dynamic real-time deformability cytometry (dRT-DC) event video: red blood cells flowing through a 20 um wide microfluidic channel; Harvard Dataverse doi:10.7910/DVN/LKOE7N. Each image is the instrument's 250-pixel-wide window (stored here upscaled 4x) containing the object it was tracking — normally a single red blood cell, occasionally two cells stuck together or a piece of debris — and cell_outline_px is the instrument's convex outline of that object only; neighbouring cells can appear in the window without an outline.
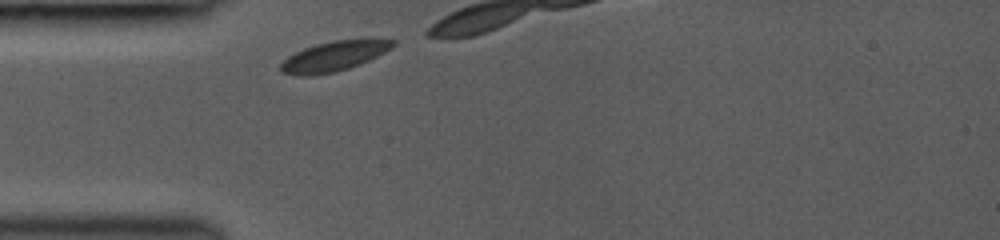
{"species": "common noctule bat (a hibernating species)", "species_latin": "Nyctalus noctula", "temperature_condition": "room temperature", "stored_images_in_passage": 4, "camera_frame_rate_fps": 3000, "um_per_image_px": 0.085, "animal": {"sex": "female", "body_mass_g": 19.0, "forearm_length_mm": 53.3}, "frame": {"image": 1, "passage_image": 1, "time_ms": 0.0, "image_size_px": [1000, 240], "cell_outline_px": [[396, 44], [392, 48], [360, 64], [348, 68], [332, 72], [312, 76], [300, 76], [280, 72], [280, 64], [288, 56], [304, 48], [316, 44], [332, 40], [368, 36], [372, 36], [396, 40]], "centroid_in_image_um": [28.46, 4.72], "position_along_channel_um": 56.5, "area_um2": 20.23}}